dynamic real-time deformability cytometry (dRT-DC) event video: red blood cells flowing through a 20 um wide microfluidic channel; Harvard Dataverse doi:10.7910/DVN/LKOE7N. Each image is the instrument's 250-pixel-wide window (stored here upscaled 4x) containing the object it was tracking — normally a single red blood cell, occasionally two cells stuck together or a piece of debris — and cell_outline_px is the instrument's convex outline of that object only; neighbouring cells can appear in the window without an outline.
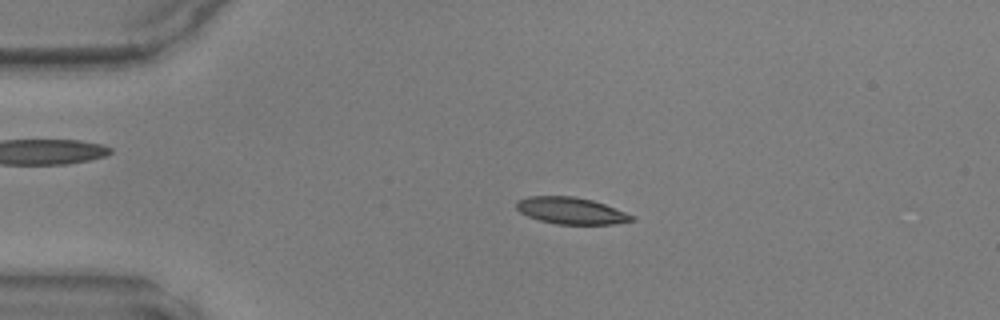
{"species": "common noctule bat (a hibernating species)", "species_latin": "Nyctalus noctula", "temperature_condition": "warm", "stored_images_in_passage": 47, "camera_frame_rate_fps": 3000, "um_per_image_px": 0.085, "animal": {"sex": "male", "body_mass_g": 17.9, "forearm_length_mm": 54.2}, "frame": {"image": 1, "passage_image": 10, "time_ms": 3.0, "image_size_px": [1000, 320], "cell_outline_px": [[636, 220], [612, 224], [556, 224], [540, 220], [528, 216], [520, 212], [516, 208], [516, 200], [528, 196], [576, 196], [592, 200], [604, 204], [624, 212], [632, 216]], "centroid_in_image_um": [48.49, 17.9], "position_along_channel_um": 36.5, "area_um2": 17.86}}
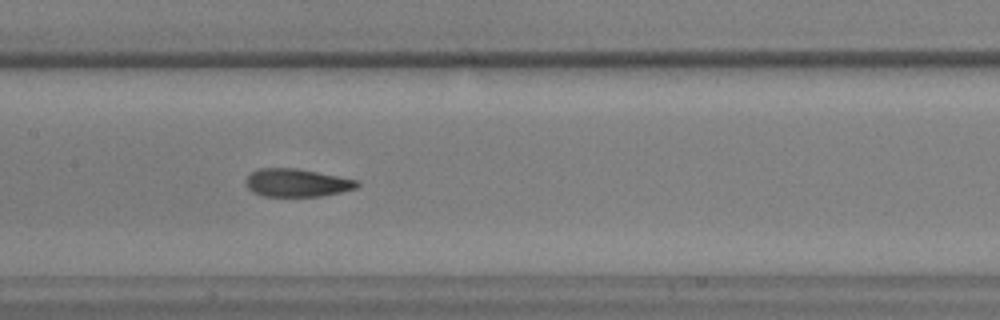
{"frame": {"image": 2, "passage_image": 23, "time_ms": 7.333, "image_size_px": [1000, 320], "cell_outline_px": [[360, 184], [356, 188], [340, 192], [320, 196], [264, 196], [252, 192], [244, 184], [244, 180], [252, 172], [260, 168], [296, 168], [360, 180]], "centroid_in_image_um": [25.22, 15.53], "position_along_channel_um": 182.2, "area_um2": 18.21}}
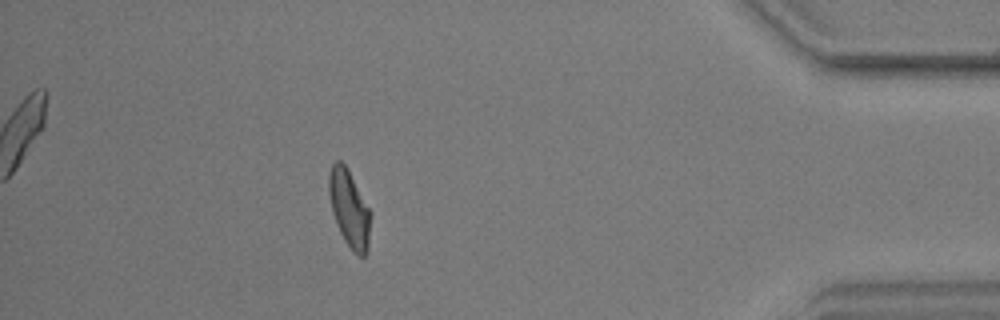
{"frame": {"image": 3, "passage_image": 42, "time_ms": 13.667, "image_size_px": [1000, 320], "cell_outline_px": [[372, 212], [368, 252], [364, 256], [360, 256], [352, 252], [344, 240], [336, 224], [332, 212], [328, 192], [328, 176], [332, 164], [336, 160], [340, 160], [348, 168]], "centroid_in_image_um": [29.71, 17.74], "position_along_channel_um": 405.5, "area_um2": 19.25}}